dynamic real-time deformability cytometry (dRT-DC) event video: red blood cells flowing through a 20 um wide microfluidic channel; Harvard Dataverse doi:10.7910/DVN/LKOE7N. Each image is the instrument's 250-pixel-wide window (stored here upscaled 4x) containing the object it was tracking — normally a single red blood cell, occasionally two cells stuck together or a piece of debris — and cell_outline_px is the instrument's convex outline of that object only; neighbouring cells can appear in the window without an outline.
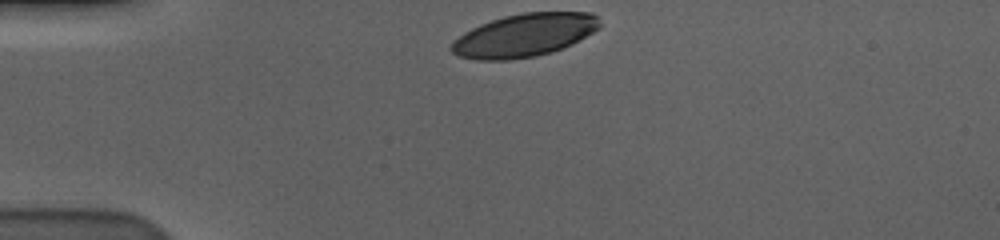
{"species": "human", "species_latin": "Homo sapiens", "temperature_condition": "cold", "stored_images_in_passage": 34, "camera_frame_rate_fps": 3000, "um_per_image_px": 0.085, "donor": {"sex": "male"}, "frame": {"image": 1, "passage_image": 1, "time_ms": 0.0, "image_size_px": [1000, 240], "cell_outline_px": [[600, 28], [580, 40], [564, 48], [552, 52], [536, 56], [508, 60], [476, 60], [460, 56], [452, 52], [448, 48], [452, 40], [464, 32], [480, 24], [504, 16], [524, 12], [592, 12], [600, 16]], "centroid_in_image_um": [44.58, 2.99], "position_along_channel_um": 40.4, "area_um2": 37.63}}
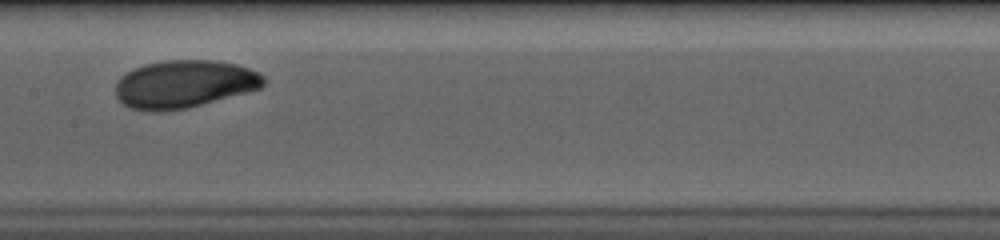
{"frame": {"image": 2, "passage_image": 17, "time_ms": 5.333, "image_size_px": [1000, 240], "cell_outline_px": [[264, 84], [260, 88], [188, 108], [160, 112], [148, 112], [128, 108], [116, 96], [116, 84], [120, 76], [132, 68], [144, 64], [168, 60], [216, 60], [236, 64], [248, 68], [264, 76]], "centroid_in_image_um": [15.6, 7.15], "position_along_channel_um": 191.8, "area_um2": 41.33}}
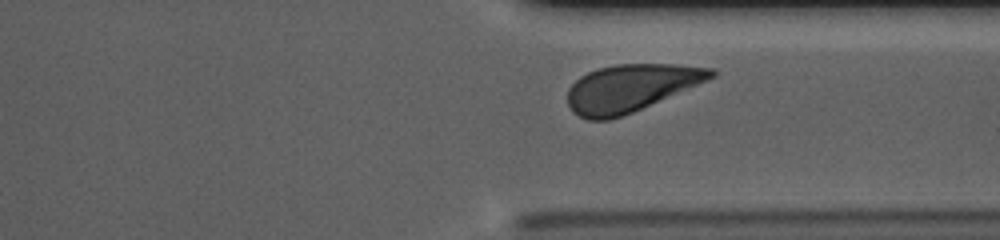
{"frame": {"image": 3, "passage_image": 31, "time_ms": 10.0, "image_size_px": [1000, 240], "cell_outline_px": [[716, 76], [708, 80], [632, 112], [608, 120], [588, 120], [572, 112], [568, 104], [568, 88], [580, 76], [588, 72], [600, 68], [616, 64], [676, 64], [716, 68]], "centroid_in_image_um": [53.61, 7.46], "position_along_channel_um": 357.8, "area_um2": 39.3}, "authors_computed_cell_mechanics": {"area_um2": 40.6045, "velocity_mm_per_s": 3.5548, "shape_relaxation_time_tau1_ms": 3.0707, "shape_relaxation_time_tau2_ms": null, "deformation_change_tau1": 0.1417, "deformation_change_tau2": null}}